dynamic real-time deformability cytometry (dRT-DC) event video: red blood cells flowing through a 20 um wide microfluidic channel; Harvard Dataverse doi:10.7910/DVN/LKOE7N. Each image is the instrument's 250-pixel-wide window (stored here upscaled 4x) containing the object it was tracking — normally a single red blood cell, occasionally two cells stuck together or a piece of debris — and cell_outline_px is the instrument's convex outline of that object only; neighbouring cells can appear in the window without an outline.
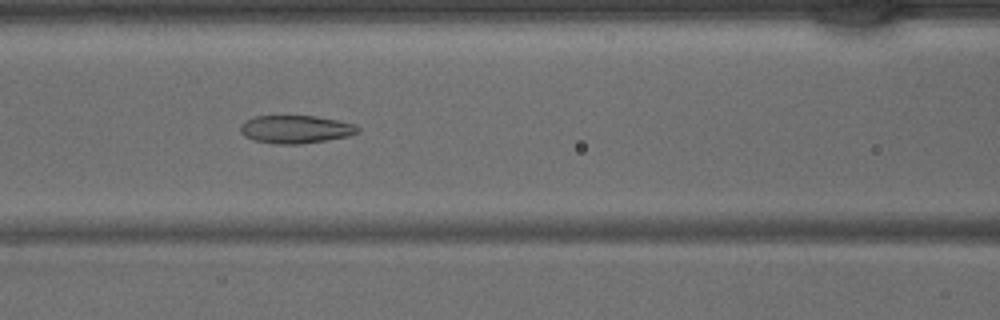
{"species": "common noctule bat (a hibernating species)", "species_latin": "Nyctalus noctula", "temperature_condition": "warm", "stored_images_in_passage": 41, "camera_frame_rate_fps": 3000, "um_per_image_px": 0.085, "animal": {"sex": "male", "body_mass_g": 15.6}, "frame": {"image": 1, "passage_image": 17, "time_ms": 5.333, "image_size_px": [1000, 320], "cell_outline_px": [[360, 132], [348, 136], [300, 144], [276, 144], [256, 140], [244, 136], [240, 132], [240, 124], [244, 120], [256, 116], [316, 116], [356, 124], [360, 128]], "centroid_in_image_um": [25.12, 10.98], "position_along_channel_um": 141.5, "area_um2": 19.13}}
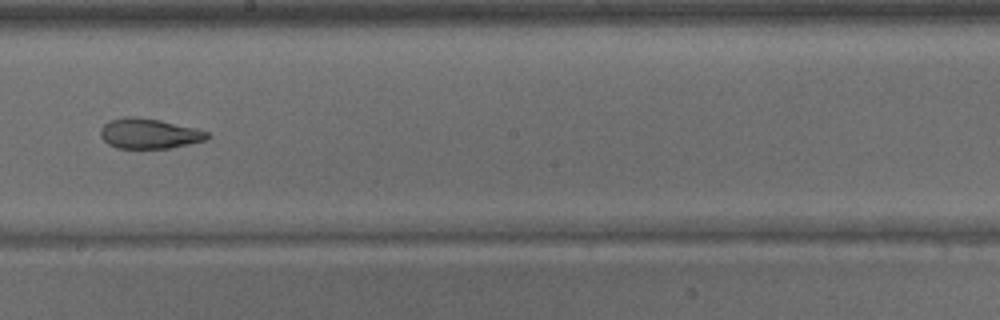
{"frame": {"image": 2, "passage_image": 23, "time_ms": 7.333, "image_size_px": [1000, 320], "cell_outline_px": [[212, 136], [208, 140], [168, 148], [116, 148], [108, 144], [100, 136], [100, 128], [108, 120], [124, 116], [136, 116], [160, 120], [196, 128], [208, 132]], "centroid_in_image_um": [12.67, 11.34], "position_along_channel_um": 235.5, "area_um2": 19.02}}
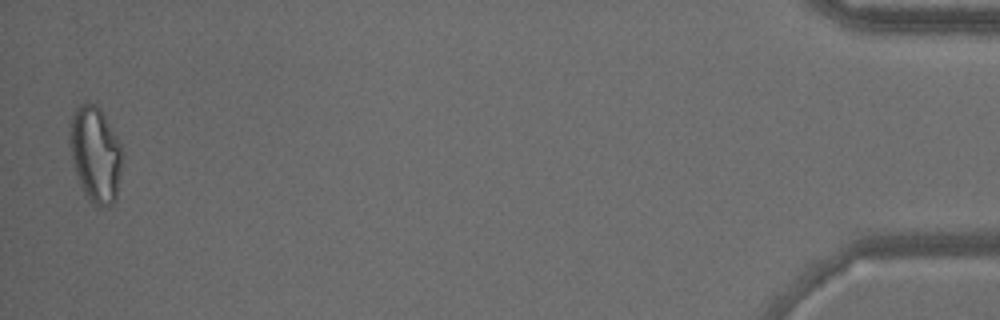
{"frame": {"image": 3, "passage_image": 41, "time_ms": 13.333, "image_size_px": [1000, 320], "cell_outline_px": [[120, 176], [116, 196], [112, 204], [104, 208], [100, 208], [88, 200], [80, 184], [76, 172], [72, 156], [72, 116], [76, 104], [96, 104], [100, 108], [116, 136], [120, 144]], "centroid_in_image_um": [8.13, 13.15], "position_along_channel_um": 427.1, "area_um2": 28.32}}